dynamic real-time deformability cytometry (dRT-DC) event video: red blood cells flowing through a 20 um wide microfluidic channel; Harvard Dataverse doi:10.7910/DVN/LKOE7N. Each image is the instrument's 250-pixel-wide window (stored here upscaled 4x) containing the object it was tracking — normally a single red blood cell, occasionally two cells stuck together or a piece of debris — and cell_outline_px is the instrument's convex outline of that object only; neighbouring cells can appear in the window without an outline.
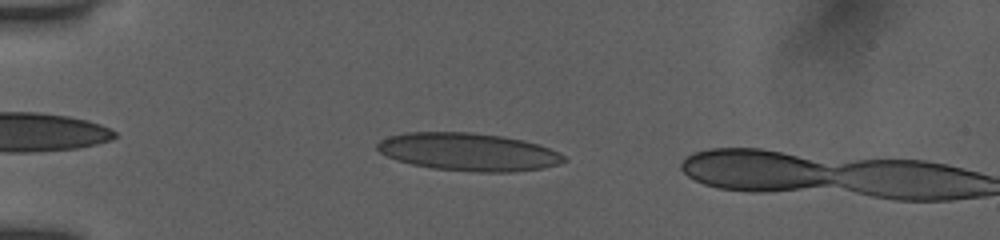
{"species": "human", "species_latin": "Homo sapiens", "temperature_condition": "room temperature", "stored_images_in_passage": 41, "camera_frame_rate_fps": 3000, "um_per_image_px": 0.085, "donor": {"sex": "female"}, "frame": {"image": 1, "passage_image": 7, "time_ms": 2.0, "image_size_px": [1000, 240], "cell_outline_px": [[568, 160], [560, 164], [544, 168], [512, 172], [472, 172], [432, 168], [412, 164], [396, 160], [380, 152], [376, 148], [376, 144], [380, 140], [388, 136], [408, 132], [472, 132], [500, 136], [524, 140], [540, 144], [564, 156]], "centroid_in_image_um": [39.82, 12.91], "position_along_channel_um": 45.2, "area_um2": 41.27}}
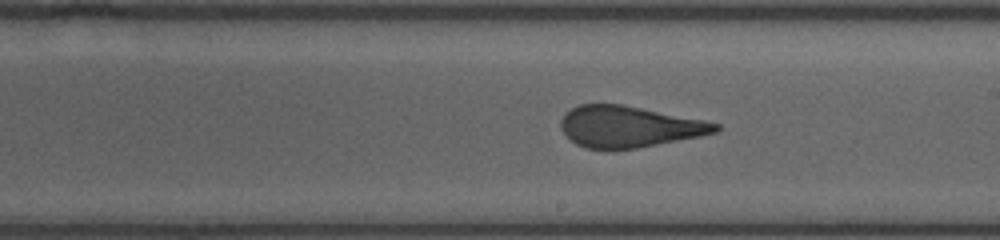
{"frame": {"image": 2, "passage_image": 24, "time_ms": 7.667, "image_size_px": [1000, 240], "cell_outline_px": [[720, 128], [716, 132], [700, 136], [636, 148], [584, 148], [576, 144], [560, 128], [560, 120], [572, 108], [580, 104], [620, 104], [704, 120], [720, 124]], "centroid_in_image_um": [53.47, 10.76], "position_along_channel_um": 235.5, "area_um2": 36.53}}
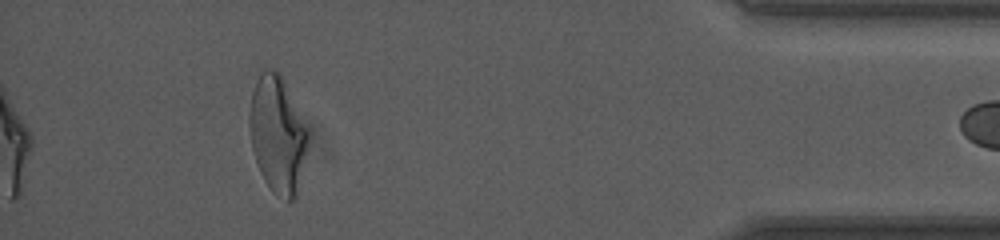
{"frame": {"image": 3, "passage_image": 41, "time_ms": 13.333, "image_size_px": [1000, 240], "cell_outline_px": [[308, 140], [296, 196], [292, 200], [288, 200], [276, 196], [272, 192], [264, 180], [260, 172], [252, 148], [248, 124], [248, 116], [252, 92], [256, 80], [260, 72], [264, 68], [272, 68], [280, 72], [308, 132]], "centroid_in_image_um": [23.55, 11.4], "position_along_channel_um": 411.7, "area_um2": 39.54}, "authors_computed_cell_mechanics": {"area_um2": 38.8416, "velocity_mm_per_s": 3.9317, "shape_relaxation_time_tau1_ms": 8.0344, "shape_relaxation_time_tau2_ms": 0.8273, "deformation_change_tau1": 0.255, "deformation_change_tau2": 0.0946}}